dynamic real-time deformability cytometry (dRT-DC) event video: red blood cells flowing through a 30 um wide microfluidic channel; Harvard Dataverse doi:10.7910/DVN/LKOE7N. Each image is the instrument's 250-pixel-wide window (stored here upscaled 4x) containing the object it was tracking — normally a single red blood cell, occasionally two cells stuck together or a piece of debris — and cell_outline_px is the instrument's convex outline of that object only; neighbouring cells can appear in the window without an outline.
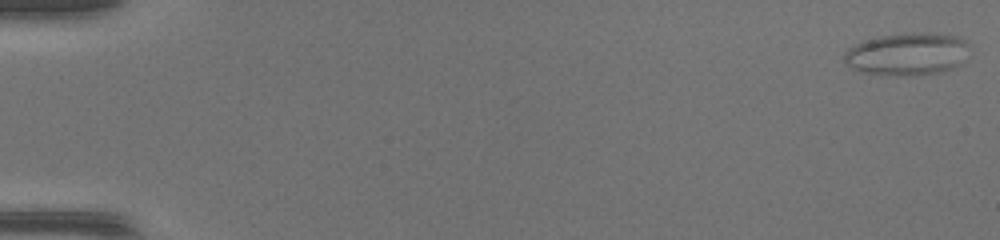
{"species": "common noctule bat (a hibernating species)", "species_latin": "Nyctalus noctula", "temperature_condition": "warm", "stored_images_in_passage": 49, "camera_frame_rate_fps": 3000, "um_per_image_px": 0.085, "animal": {"sex": "female", "body_mass_g": 17.0, "forearm_length_mm": 48.0}, "frame": {"image": 1, "passage_image": 1, "time_ms": 0.0, "image_size_px": [1000, 240], "cell_outline_px": [[968, 44], [964, 64], [940, 72], [912, 76], [896, 76], [860, 72], [852, 68], [844, 60], [844, 52], [848, 48], [864, 40], [880, 36], [904, 32], [932, 32], [960, 36]], "centroid_in_image_um": [77.14, 4.58], "position_along_channel_um": 7.9, "area_um2": 31.62}}
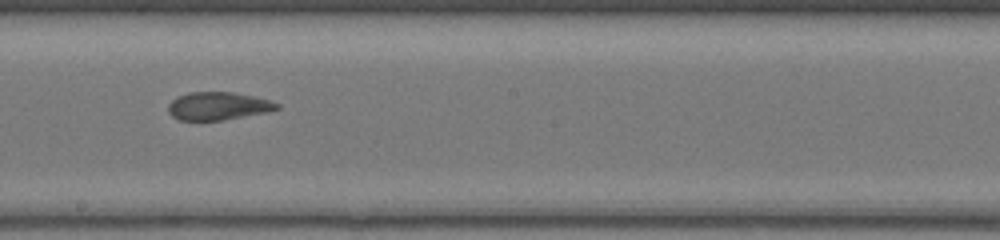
{"frame": {"image": 2, "passage_image": 29, "time_ms": 9.333, "image_size_px": [1000, 240], "cell_outline_px": [[280, 108], [268, 112], [224, 120], [180, 120], [172, 116], [168, 112], [168, 104], [176, 96], [188, 92], [232, 92], [252, 96], [268, 100], [280, 104]], "centroid_in_image_um": [18.52, 9.01], "position_along_channel_um": 229.7, "area_um2": 17.74}}
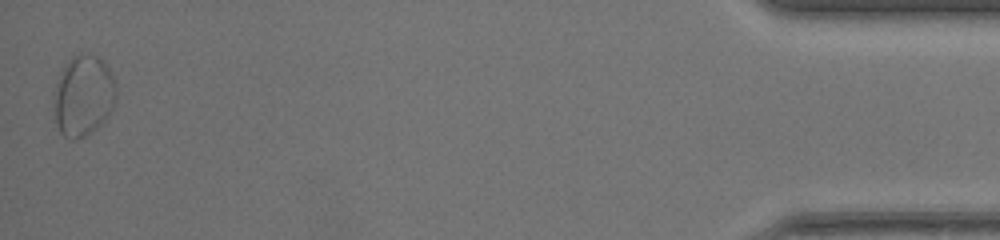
{"frame": {"image": 3, "passage_image": 49, "time_ms": 16.0, "image_size_px": [1000, 240], "cell_outline_px": [[116, 104], [108, 116], [100, 124], [84, 136], [76, 140], [72, 140], [64, 136], [60, 132], [56, 120], [56, 84], [60, 72], [68, 60], [72, 56], [80, 52], [100, 56], [104, 60], [116, 84]], "centroid_in_image_um": [7.13, 8.09], "position_along_channel_um": 428.1, "area_um2": 29.25}, "authors_computed_cell_mechanics": {"area_um2": 20.519, "velocity_mm_per_s": 4.2982, "shape_relaxation_time_tau1_ms": null, "shape_relaxation_time_tau2_ms": 1.5868, "deformation_change_tau1": null, "deformation_change_tau2": 0.0925}}